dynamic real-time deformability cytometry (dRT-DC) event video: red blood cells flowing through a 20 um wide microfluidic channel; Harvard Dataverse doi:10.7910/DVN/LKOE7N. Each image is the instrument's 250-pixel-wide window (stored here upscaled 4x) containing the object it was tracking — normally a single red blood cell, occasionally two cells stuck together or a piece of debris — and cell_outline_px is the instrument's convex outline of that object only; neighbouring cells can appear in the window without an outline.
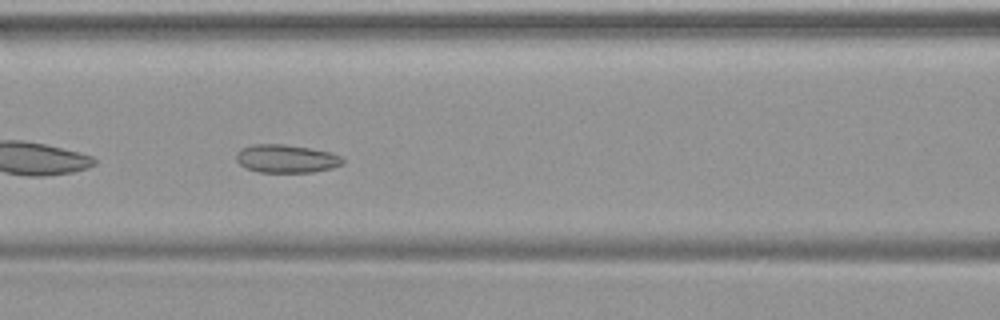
{"species": "common noctule bat (a hibernating species)", "species_latin": "Nyctalus noctula", "temperature_condition": "warm", "stored_images_in_passage": 50, "camera_frame_rate_fps": 3000, "um_per_image_px": 0.085, "animal": {"sex": "female", "body_mass_g": 19.9}, "frame": {"image": 1, "passage_image": 22, "time_ms": 7.0, "image_size_px": [1000, 320], "cell_outline_px": [[344, 164], [332, 168], [312, 172], [260, 172], [244, 168], [236, 160], [236, 152], [240, 148], [252, 144], [284, 144], [332, 152], [340, 156], [344, 160]], "centroid_in_image_um": [24.31, 13.48], "position_along_channel_um": 142.3, "area_um2": 17.63}}
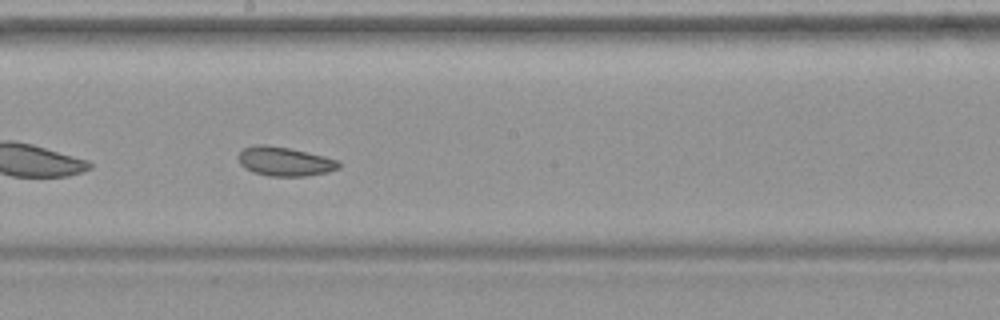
{"frame": {"image": 2, "passage_image": 28, "time_ms": 9.0, "image_size_px": [1000, 320], "cell_outline_px": [[340, 168], [328, 172], [308, 176], [268, 176], [252, 172], [244, 168], [240, 164], [240, 152], [244, 148], [256, 144], [264, 144], [288, 148], [324, 156], [340, 160]], "centroid_in_image_um": [24.23, 13.73], "position_along_channel_um": 224.0, "area_um2": 17.05}}
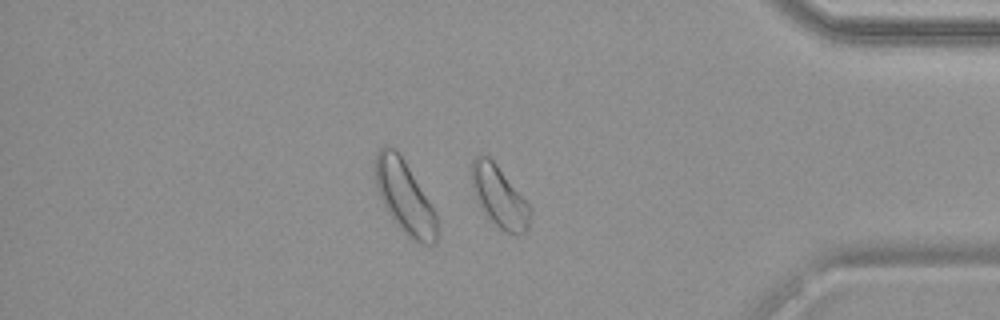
{"frame": {"image": 3, "passage_image": 42, "time_ms": 13.667, "image_size_px": [1000, 320], "cell_outline_px": [[532, 212], [528, 232], [516, 236], [500, 228], [480, 208], [476, 200], [468, 168], [472, 160], [480, 152], [488, 156], [496, 164], [532, 208]], "centroid_in_image_um": [42.42, 16.7], "position_along_channel_um": 392.8, "area_um2": 21.27}}